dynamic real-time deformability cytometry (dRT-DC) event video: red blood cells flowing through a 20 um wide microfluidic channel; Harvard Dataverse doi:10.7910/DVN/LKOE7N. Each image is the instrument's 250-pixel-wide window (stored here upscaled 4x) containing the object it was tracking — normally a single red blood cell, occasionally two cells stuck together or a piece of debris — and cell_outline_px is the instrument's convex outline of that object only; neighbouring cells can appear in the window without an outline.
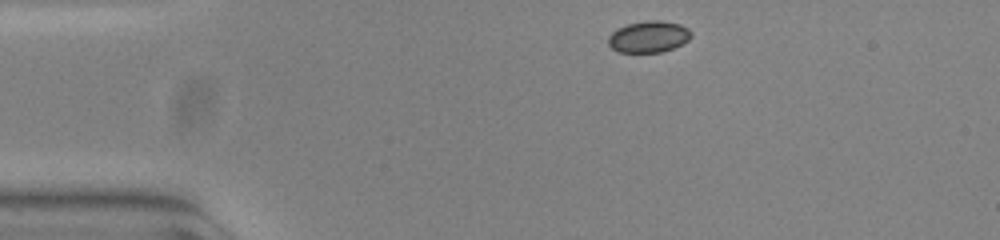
{"species": "common noctule bat (a hibernating species)", "species_latin": "Nyctalus noctula", "temperature_condition": "warm", "stored_images_in_passage": 45, "camera_frame_rate_fps": 3000, "um_per_image_px": 0.085, "animal": {"sex": "female", "body_mass_g": 23.0, "forearm_length_mm": 53.4}, "frame": {"image": 1, "passage_image": 1, "time_ms": 0.0, "image_size_px": [1000, 240], "cell_outline_px": [[692, 36], [688, 40], [672, 48], [660, 52], [620, 52], [612, 48], [608, 44], [608, 36], [612, 32], [628, 24], [648, 20], [660, 20], [680, 24], [688, 28], [692, 32]], "centroid_in_image_um": [55.15, 3.11], "position_along_channel_um": 29.9, "area_um2": 15.09}}
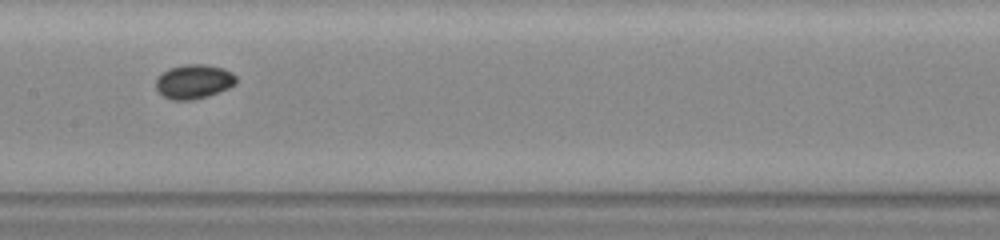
{"frame": {"image": 2, "passage_image": 18, "time_ms": 5.667, "image_size_px": [1000, 240], "cell_outline_px": [[236, 84], [228, 88], [208, 96], [192, 100], [172, 100], [164, 96], [156, 88], [156, 80], [168, 68], [184, 64], [204, 64], [224, 68], [232, 72], [236, 76]], "centroid_in_image_um": [16.5, 6.93], "position_along_channel_um": 190.9, "area_um2": 16.01}}
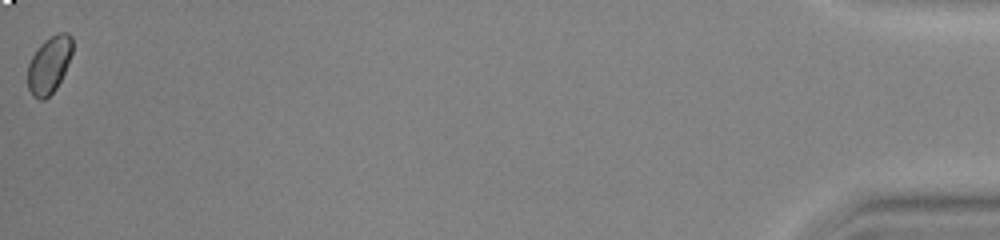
{"frame": {"image": 3, "passage_image": 45, "time_ms": 14.667, "image_size_px": [1000, 240], "cell_outline_px": [[72, 52], [64, 72], [56, 88], [44, 100], [40, 100], [32, 96], [28, 88], [28, 64], [32, 56], [40, 44], [44, 40], [56, 32], [68, 32], [72, 36]], "centroid_in_image_um": [4.17, 5.48], "position_along_channel_um": 431.0, "area_um2": 14.85}}